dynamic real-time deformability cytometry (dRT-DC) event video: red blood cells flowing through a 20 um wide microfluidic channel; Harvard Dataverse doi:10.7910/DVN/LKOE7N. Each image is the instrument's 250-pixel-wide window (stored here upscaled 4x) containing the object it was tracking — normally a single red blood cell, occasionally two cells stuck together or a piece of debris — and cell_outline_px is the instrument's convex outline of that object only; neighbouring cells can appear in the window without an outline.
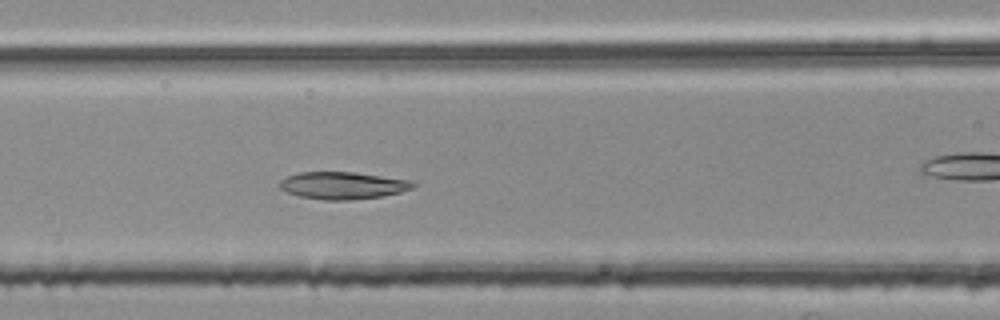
{"species": "common noctule bat (a hibernating species)", "species_latin": "Nyctalus noctula", "temperature_condition": "room temperature", "stored_images_in_passage": 51, "segment_of_instrument_passage": [2, 2], "camera_frame_rate_fps": 3000, "um_per_image_px": 0.085, "animal": {"sex": "female", "body_mass_g": 25.1}, "frame": {"image": 1, "passage_image": 21, "time_ms": 6.667, "image_size_px": [1000, 320], "cell_outline_px": [[416, 184], [412, 188], [400, 192], [380, 196], [348, 200], [324, 200], [300, 196], [288, 192], [280, 188], [280, 180], [288, 176], [300, 172], [352, 172], [412, 180]], "centroid_in_image_um": [29.14, 15.76], "position_along_channel_um": 137.5, "area_um2": 20.92}}
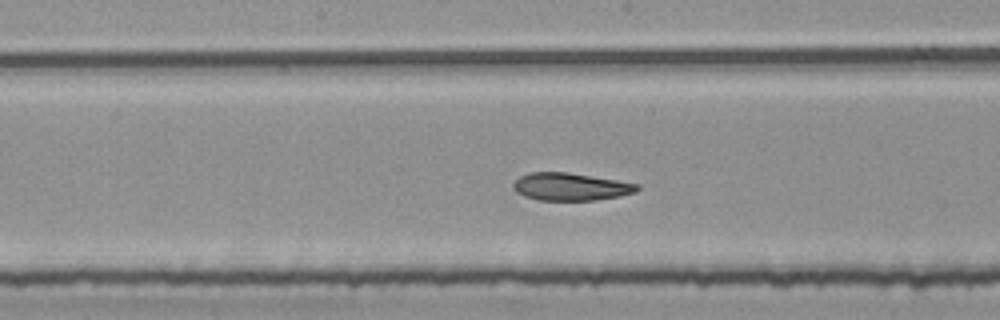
{"frame": {"image": 2, "passage_image": 26, "time_ms": 8.333, "image_size_px": [1000, 320], "cell_outline_px": [[640, 188], [636, 192], [620, 196], [592, 200], [540, 200], [524, 196], [516, 192], [512, 188], [512, 184], [520, 176], [528, 172], [568, 172], [640, 184]], "centroid_in_image_um": [48.49, 15.86], "position_along_channel_um": 199.7, "area_um2": 19.94}}